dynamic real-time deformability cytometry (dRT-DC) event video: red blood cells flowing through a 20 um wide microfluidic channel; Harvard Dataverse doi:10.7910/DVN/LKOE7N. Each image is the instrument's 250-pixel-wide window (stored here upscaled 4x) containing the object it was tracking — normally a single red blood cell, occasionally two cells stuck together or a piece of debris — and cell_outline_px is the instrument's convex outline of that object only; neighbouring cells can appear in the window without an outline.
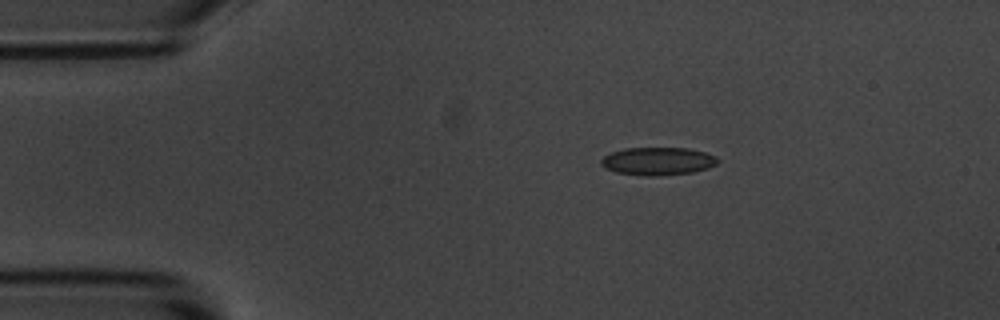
{"species": "common noctule bat (a hibernating species)", "species_latin": "Nyctalus noctula", "temperature_condition": "room temperature", "stored_images_in_passage": 2, "camera_frame_rate_fps": 3000, "um_per_image_px": 0.085, "animal": {"sex": "male", "body_mass_g": 20.1, "forearm_length_mm": 53.5}, "frame": {"image": 1, "passage_image": 1, "time_ms": 0.0, "image_size_px": [1000, 320], "cell_outline_px": [[720, 160], [716, 164], [708, 168], [692, 172], [656, 176], [648, 176], [616, 172], [600, 164], [600, 160], [604, 156], [612, 152], [624, 148], [688, 148], [704, 152], [716, 156]], "centroid_in_image_um": [55.93, 13.69], "position_along_channel_um": 29.1, "area_um2": 18.84}}